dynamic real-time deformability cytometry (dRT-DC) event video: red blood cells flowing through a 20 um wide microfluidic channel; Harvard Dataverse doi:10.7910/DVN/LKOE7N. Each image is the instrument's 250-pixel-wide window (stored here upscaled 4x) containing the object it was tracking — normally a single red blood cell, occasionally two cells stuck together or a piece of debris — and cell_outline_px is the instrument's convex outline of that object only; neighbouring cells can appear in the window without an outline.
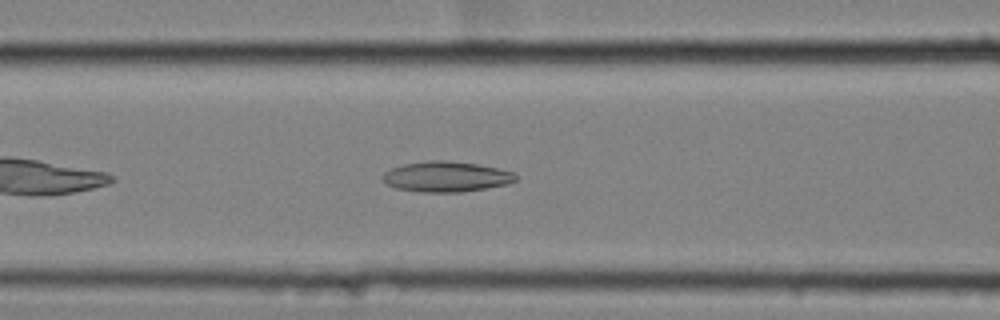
{"species": "common noctule bat (a hibernating species)", "species_latin": "Nyctalus noctula", "temperature_condition": "cold", "stored_images_in_passage": 42, "camera_frame_rate_fps": 3000, "um_per_image_px": 0.085, "animal": {"sex": "female", "body_mass_g": 25.1}, "frame": {"image": 1, "passage_image": 9, "time_ms": 2.667, "image_size_px": [1000, 320], "cell_outline_px": [[520, 176], [516, 180], [508, 184], [460, 192], [420, 192], [396, 188], [388, 184], [384, 180], [384, 172], [392, 168], [404, 164], [432, 160], [444, 160], [476, 164], [496, 168], [512, 172]], "centroid_in_image_um": [37.95, 15.02], "position_along_channel_um": 128.6, "area_um2": 23.29}}
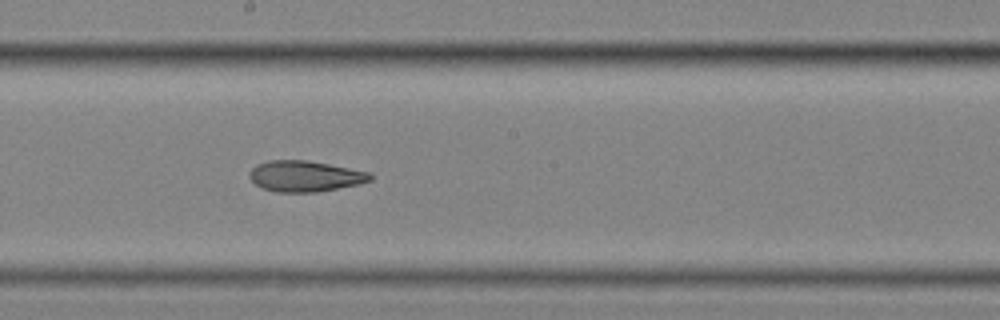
{"frame": {"image": 2, "passage_image": 17, "time_ms": 5.333, "image_size_px": [1000, 320], "cell_outline_px": [[372, 180], [360, 184], [316, 192], [276, 192], [264, 188], [256, 184], [248, 176], [248, 172], [256, 164], [268, 160], [308, 160], [372, 172]], "centroid_in_image_um": [25.94, 14.96], "position_along_channel_um": 222.3, "area_um2": 21.91}}
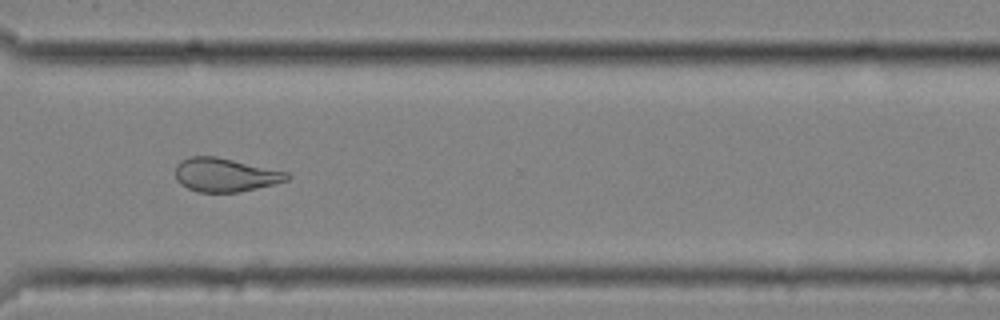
{"frame": {"image": 3, "passage_image": 28, "time_ms": 9.0, "image_size_px": [1000, 320], "cell_outline_px": [[292, 176], [288, 180], [240, 192], [196, 192], [180, 184], [176, 180], [176, 164], [180, 160], [188, 156], [216, 156], [288, 172]], "centroid_in_image_um": [19.11, 14.86], "position_along_channel_um": 351.5, "area_um2": 21.96}, "authors_computed_cell_mechanics": {"area_um2": 23.0911, "velocity_mm_per_s": 3.5178, "shape_relaxation_time_tau1_ms": null, "shape_relaxation_time_tau2_ms": 3.8125, "deformation_change_tau1": null, "deformation_change_tau2": 0.1234}}